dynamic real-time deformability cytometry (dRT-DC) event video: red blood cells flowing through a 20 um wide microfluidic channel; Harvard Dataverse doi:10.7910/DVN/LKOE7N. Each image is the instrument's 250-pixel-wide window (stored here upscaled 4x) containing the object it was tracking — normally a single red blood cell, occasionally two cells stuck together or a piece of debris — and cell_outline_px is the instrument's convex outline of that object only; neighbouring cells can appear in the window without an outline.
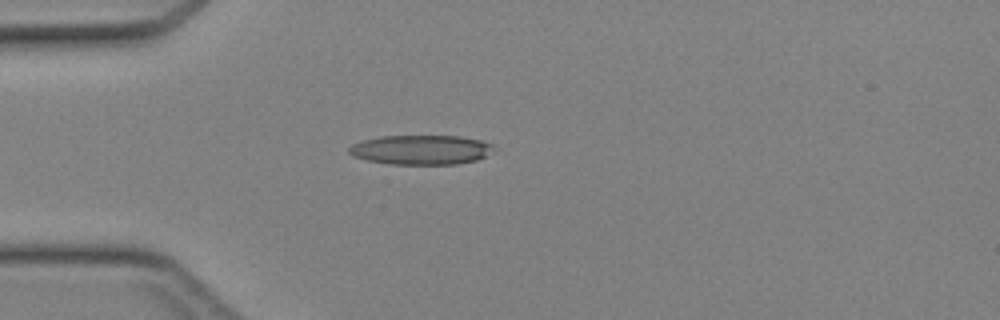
{"species": "Egyptian fruit bat (a non-hibernating species)", "species_latin": "Rousettus aegyptiacus", "temperature_condition": "cold", "stored_images_in_passage": 3, "camera_frame_rate_fps": 3000, "um_per_image_px": 0.085, "animal": {"sex": "female"}, "frame": {"image": 1, "passage_image": 3, "time_ms": 0.667, "image_size_px": [1000, 320], "cell_outline_px": [[492, 148], [484, 156], [476, 160], [456, 164], [388, 164], [368, 160], [352, 156], [348, 152], [348, 148], [352, 144], [360, 140], [380, 136], [460, 136], [480, 140], [492, 144]], "centroid_in_image_um": [35.7, 12.73], "position_along_channel_um": 49.3, "area_um2": 24.8}}